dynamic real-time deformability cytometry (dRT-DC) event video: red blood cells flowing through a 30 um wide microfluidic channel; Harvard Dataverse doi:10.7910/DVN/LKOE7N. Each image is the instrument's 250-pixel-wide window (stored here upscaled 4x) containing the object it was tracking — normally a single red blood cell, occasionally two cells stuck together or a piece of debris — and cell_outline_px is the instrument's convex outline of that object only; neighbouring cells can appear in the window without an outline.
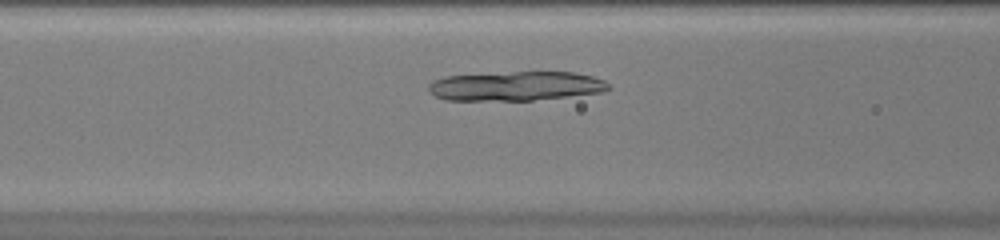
{"species": "common noctule bat (a hibernating species)", "species_latin": "Nyctalus noctula", "temperature_condition": "warm", "stored_images_in_passage": 32, "camera_frame_rate_fps": 3000, "um_per_image_px": 0.085, "animal": {"sex": "female", "body_mass_g": 20.0, "forearm_length_mm": 54.0}, "frame": {"image": 1, "passage_image": 9, "time_ms": 2.667, "image_size_px": [1000, 240], "cell_outline_px": [[612, 88], [604, 92], [532, 100], [444, 100], [428, 92], [428, 84], [432, 80], [444, 76], [512, 72], [572, 72], [592, 76], [604, 80]], "centroid_in_image_um": [43.83, 7.31], "position_along_channel_um": 122.8, "area_um2": 30.81}}
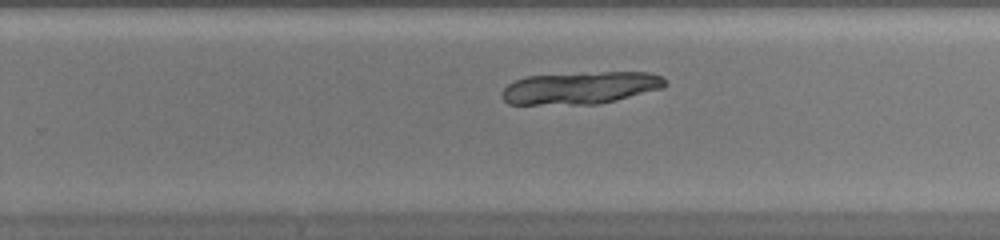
{"frame": {"image": 2, "passage_image": 20, "time_ms": 6.333, "image_size_px": [1000, 240], "cell_outline_px": [[668, 84], [664, 88], [600, 104], [508, 104], [500, 96], [500, 92], [508, 84], [516, 80], [528, 76], [584, 72], [648, 72], [660, 76]], "centroid_in_image_um": [49.33, 7.46], "position_along_channel_um": 280.5, "area_um2": 30.92}}
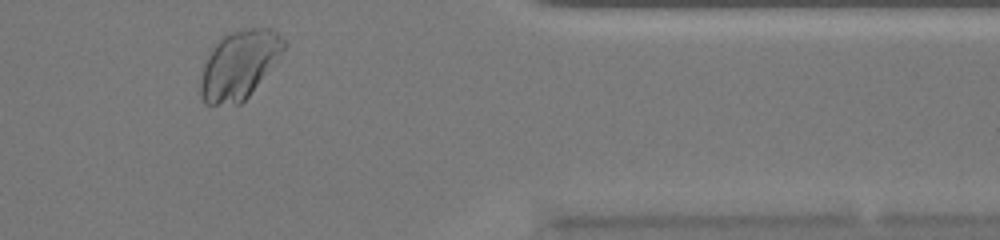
{"frame": {"image": 3, "passage_image": 29, "time_ms": 9.333, "image_size_px": [1000, 240], "cell_outline_px": [[288, 44], [276, 60], [248, 96], [240, 104], [204, 104], [200, 96], [200, 76], [204, 64], [208, 56], [216, 44], [224, 36], [232, 32], [248, 28], [268, 28], [276, 32]], "centroid_in_image_um": [20.31, 5.52], "position_along_channel_um": 391.1, "area_um2": 32.54}}